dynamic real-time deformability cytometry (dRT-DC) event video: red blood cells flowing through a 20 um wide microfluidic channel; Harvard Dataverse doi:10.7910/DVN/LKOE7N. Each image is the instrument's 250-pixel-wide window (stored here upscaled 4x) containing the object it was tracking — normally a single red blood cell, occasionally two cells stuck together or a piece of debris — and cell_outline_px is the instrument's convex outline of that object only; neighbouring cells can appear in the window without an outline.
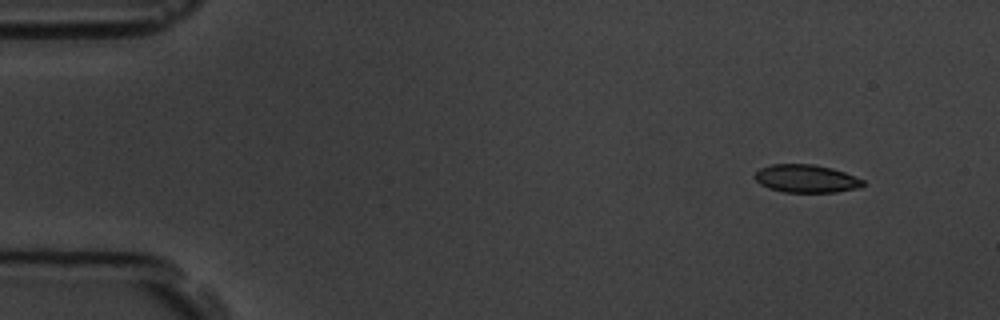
{"species": "common noctule bat (a hibernating species)", "species_latin": "Nyctalus noctula", "temperature_condition": "room temperature", "stored_images_in_passage": 4, "camera_frame_rate_fps": 3000, "um_per_image_px": 0.085, "animal": {"sex": "male", "body_mass_g": 19.5, "forearm_length_mm": 54.6}, "frame": {"image": 1, "passage_image": 1, "time_ms": 0.0, "image_size_px": [1000, 320], "cell_outline_px": [[864, 184], [860, 188], [836, 192], [784, 192], [768, 188], [760, 184], [752, 176], [760, 168], [772, 164], [812, 164], [832, 168], [844, 172], [864, 180]], "centroid_in_image_um": [68.51, 15.18], "position_along_channel_um": 16.5, "area_um2": 17.69}}
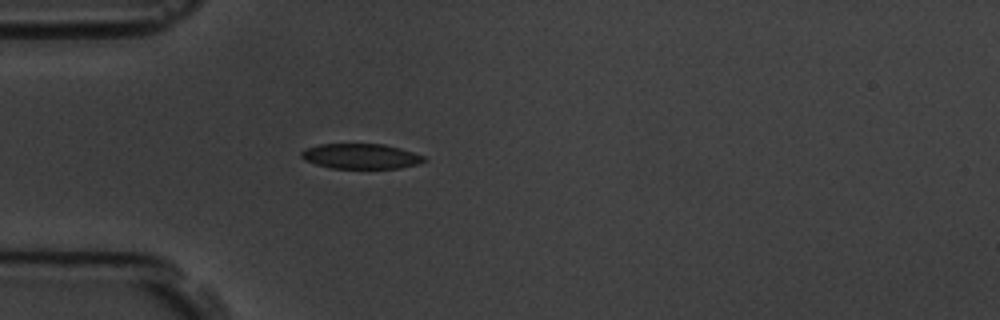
{"frame": {"image": 2, "passage_image": 4, "time_ms": 3.667, "image_size_px": [1000, 320], "cell_outline_px": [[428, 160], [416, 164], [400, 168], [332, 168], [316, 164], [304, 160], [300, 156], [300, 152], [304, 148], [320, 144], [384, 144], [400, 148], [424, 156]], "centroid_in_image_um": [30.64, 13.27], "position_along_channel_um": 54.4, "area_um2": 17.98}}